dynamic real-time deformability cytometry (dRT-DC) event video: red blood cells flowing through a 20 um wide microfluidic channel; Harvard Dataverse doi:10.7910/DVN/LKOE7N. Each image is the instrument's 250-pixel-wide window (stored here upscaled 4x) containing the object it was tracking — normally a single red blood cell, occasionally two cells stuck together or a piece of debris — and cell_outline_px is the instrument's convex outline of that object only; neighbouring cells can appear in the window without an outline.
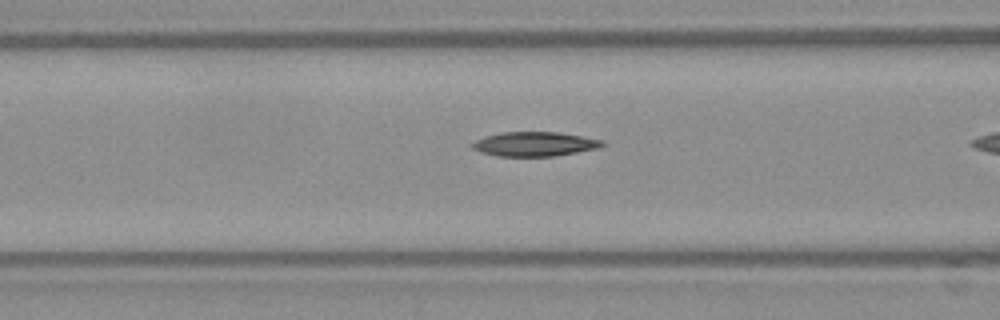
{"species": "Egyptian fruit bat (a non-hibernating species)", "species_latin": "Rousettus aegyptiacus", "temperature_condition": "warm", "stored_images_in_passage": 28, "camera_frame_rate_fps": 3000, "um_per_image_px": 0.085, "frame": {"image": 1, "passage_image": 8, "time_ms": 2.333, "image_size_px": [1000, 320], "cell_outline_px": [[604, 144], [600, 148], [552, 156], [496, 156], [472, 148], [472, 144], [476, 140], [500, 132], [556, 132], [604, 140]], "centroid_in_image_um": [45.47, 12.24], "position_along_channel_um": 121.1, "area_um2": 18.15}}
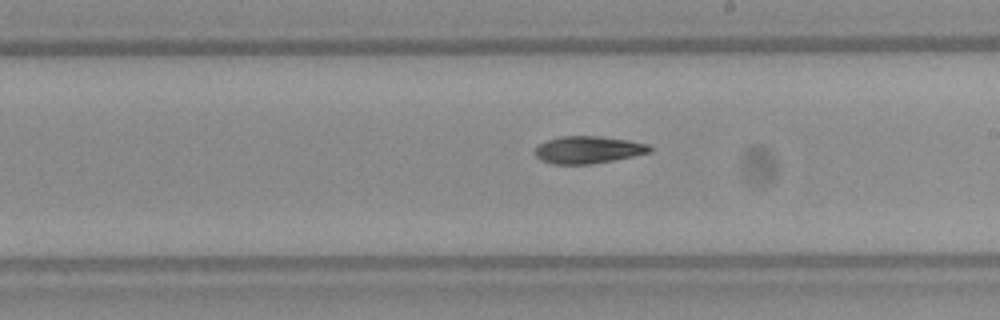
{"frame": {"image": 2, "passage_image": 17, "time_ms": 5.333, "image_size_px": [1000, 320], "cell_outline_px": [[652, 152], [592, 164], [552, 164], [540, 160], [532, 152], [540, 144], [548, 140], [560, 136], [600, 136], [628, 140], [648, 144], [652, 148]], "centroid_in_image_um": [49.97, 12.73], "position_along_channel_um": 239.0, "area_um2": 18.26}}
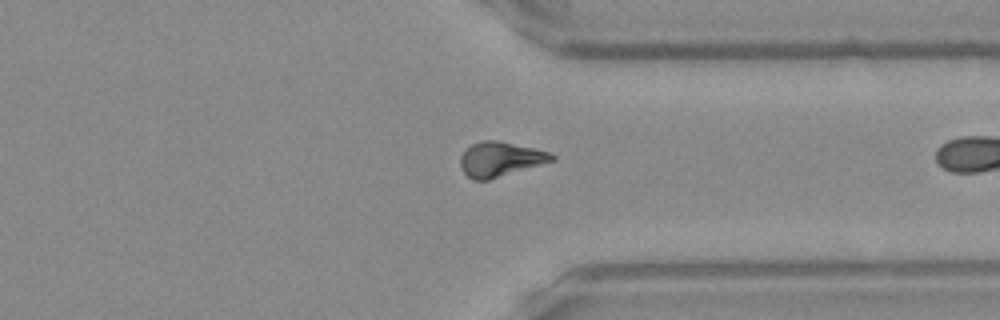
{"frame": {"image": 3, "passage_image": 27, "time_ms": 8.667, "image_size_px": [1000, 320], "cell_outline_px": [[556, 160], [488, 180], [472, 180], [464, 172], [460, 164], [460, 156], [472, 144], [480, 140], [500, 140], [548, 152], [556, 156]], "centroid_in_image_um": [42.52, 13.53], "position_along_channel_um": 368.9, "area_um2": 18.38}}